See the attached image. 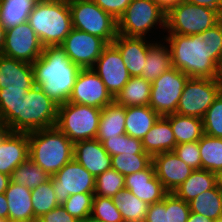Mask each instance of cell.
<instances>
[{
    "instance_id": "6da1fadb",
    "label": "cell",
    "mask_w": 222,
    "mask_h": 222,
    "mask_svg": "<svg viewBox=\"0 0 222 222\" xmlns=\"http://www.w3.org/2000/svg\"><path fill=\"white\" fill-rule=\"evenodd\" d=\"M32 68L36 87L58 105L68 102L81 68L68 58L60 45L45 46Z\"/></svg>"
},
{
    "instance_id": "7a4b0ae2",
    "label": "cell",
    "mask_w": 222,
    "mask_h": 222,
    "mask_svg": "<svg viewBox=\"0 0 222 222\" xmlns=\"http://www.w3.org/2000/svg\"><path fill=\"white\" fill-rule=\"evenodd\" d=\"M171 50L172 67L192 78L216 79L220 67L210 58V46L199 35L163 36Z\"/></svg>"
},
{
    "instance_id": "3957f363",
    "label": "cell",
    "mask_w": 222,
    "mask_h": 222,
    "mask_svg": "<svg viewBox=\"0 0 222 222\" xmlns=\"http://www.w3.org/2000/svg\"><path fill=\"white\" fill-rule=\"evenodd\" d=\"M42 45H61L73 29L68 1L38 0L28 21Z\"/></svg>"
},
{
    "instance_id": "277c9868",
    "label": "cell",
    "mask_w": 222,
    "mask_h": 222,
    "mask_svg": "<svg viewBox=\"0 0 222 222\" xmlns=\"http://www.w3.org/2000/svg\"><path fill=\"white\" fill-rule=\"evenodd\" d=\"M29 158L50 176L73 159L74 143L56 127L28 133Z\"/></svg>"
},
{
    "instance_id": "5b68a950",
    "label": "cell",
    "mask_w": 222,
    "mask_h": 222,
    "mask_svg": "<svg viewBox=\"0 0 222 222\" xmlns=\"http://www.w3.org/2000/svg\"><path fill=\"white\" fill-rule=\"evenodd\" d=\"M58 104L35 85L17 105V118L8 126L11 132L29 133L56 125Z\"/></svg>"
},
{
    "instance_id": "8992f818",
    "label": "cell",
    "mask_w": 222,
    "mask_h": 222,
    "mask_svg": "<svg viewBox=\"0 0 222 222\" xmlns=\"http://www.w3.org/2000/svg\"><path fill=\"white\" fill-rule=\"evenodd\" d=\"M102 109L66 102L58 106L55 127L73 143L96 139Z\"/></svg>"
},
{
    "instance_id": "52a82bcc",
    "label": "cell",
    "mask_w": 222,
    "mask_h": 222,
    "mask_svg": "<svg viewBox=\"0 0 222 222\" xmlns=\"http://www.w3.org/2000/svg\"><path fill=\"white\" fill-rule=\"evenodd\" d=\"M159 25L166 32V12L154 0H132L117 21V32L146 38Z\"/></svg>"
},
{
    "instance_id": "ba28073f",
    "label": "cell",
    "mask_w": 222,
    "mask_h": 222,
    "mask_svg": "<svg viewBox=\"0 0 222 222\" xmlns=\"http://www.w3.org/2000/svg\"><path fill=\"white\" fill-rule=\"evenodd\" d=\"M221 19L214 9L183 1L166 13V30L167 34L199 35Z\"/></svg>"
},
{
    "instance_id": "9c48e42d",
    "label": "cell",
    "mask_w": 222,
    "mask_h": 222,
    "mask_svg": "<svg viewBox=\"0 0 222 222\" xmlns=\"http://www.w3.org/2000/svg\"><path fill=\"white\" fill-rule=\"evenodd\" d=\"M74 29L87 32L111 44L117 37V20L92 0L68 1Z\"/></svg>"
},
{
    "instance_id": "30bf717a",
    "label": "cell",
    "mask_w": 222,
    "mask_h": 222,
    "mask_svg": "<svg viewBox=\"0 0 222 222\" xmlns=\"http://www.w3.org/2000/svg\"><path fill=\"white\" fill-rule=\"evenodd\" d=\"M221 92L222 83L219 78L189 77L179 99L176 113L202 119Z\"/></svg>"
},
{
    "instance_id": "8fae6325",
    "label": "cell",
    "mask_w": 222,
    "mask_h": 222,
    "mask_svg": "<svg viewBox=\"0 0 222 222\" xmlns=\"http://www.w3.org/2000/svg\"><path fill=\"white\" fill-rule=\"evenodd\" d=\"M189 77L171 67L151 83L149 106L160 116L176 113L179 99Z\"/></svg>"
},
{
    "instance_id": "7c38bea8",
    "label": "cell",
    "mask_w": 222,
    "mask_h": 222,
    "mask_svg": "<svg viewBox=\"0 0 222 222\" xmlns=\"http://www.w3.org/2000/svg\"><path fill=\"white\" fill-rule=\"evenodd\" d=\"M50 180L60 205L71 195L94 193L95 189V176L74 158L52 175Z\"/></svg>"
},
{
    "instance_id": "4fadbf2b",
    "label": "cell",
    "mask_w": 222,
    "mask_h": 222,
    "mask_svg": "<svg viewBox=\"0 0 222 222\" xmlns=\"http://www.w3.org/2000/svg\"><path fill=\"white\" fill-rule=\"evenodd\" d=\"M44 46L28 22L6 30L1 54L20 61L33 63L42 54Z\"/></svg>"
},
{
    "instance_id": "5bb4252c",
    "label": "cell",
    "mask_w": 222,
    "mask_h": 222,
    "mask_svg": "<svg viewBox=\"0 0 222 222\" xmlns=\"http://www.w3.org/2000/svg\"><path fill=\"white\" fill-rule=\"evenodd\" d=\"M107 45L104 39L73 28L60 46L75 65L88 69L94 66Z\"/></svg>"
},
{
    "instance_id": "9a60e30c",
    "label": "cell",
    "mask_w": 222,
    "mask_h": 222,
    "mask_svg": "<svg viewBox=\"0 0 222 222\" xmlns=\"http://www.w3.org/2000/svg\"><path fill=\"white\" fill-rule=\"evenodd\" d=\"M91 69L101 78L113 98L131 78L121 53L113 43L104 48L101 56Z\"/></svg>"
},
{
    "instance_id": "2e32d148",
    "label": "cell",
    "mask_w": 222,
    "mask_h": 222,
    "mask_svg": "<svg viewBox=\"0 0 222 222\" xmlns=\"http://www.w3.org/2000/svg\"><path fill=\"white\" fill-rule=\"evenodd\" d=\"M114 101L101 78L91 69H81L68 102L102 109Z\"/></svg>"
},
{
    "instance_id": "e0dca14e",
    "label": "cell",
    "mask_w": 222,
    "mask_h": 222,
    "mask_svg": "<svg viewBox=\"0 0 222 222\" xmlns=\"http://www.w3.org/2000/svg\"><path fill=\"white\" fill-rule=\"evenodd\" d=\"M153 165L157 178L168 193L174 192L194 171L174 151L154 155Z\"/></svg>"
},
{
    "instance_id": "ac0fdd59",
    "label": "cell",
    "mask_w": 222,
    "mask_h": 222,
    "mask_svg": "<svg viewBox=\"0 0 222 222\" xmlns=\"http://www.w3.org/2000/svg\"><path fill=\"white\" fill-rule=\"evenodd\" d=\"M124 183L125 189L149 205L162 201L168 193L157 178L153 163L147 169L125 176Z\"/></svg>"
},
{
    "instance_id": "d6986e66",
    "label": "cell",
    "mask_w": 222,
    "mask_h": 222,
    "mask_svg": "<svg viewBox=\"0 0 222 222\" xmlns=\"http://www.w3.org/2000/svg\"><path fill=\"white\" fill-rule=\"evenodd\" d=\"M112 43L121 53V57L131 77L141 76L146 63L148 49L154 41H149L144 37H128L117 34Z\"/></svg>"
},
{
    "instance_id": "ffe728a7",
    "label": "cell",
    "mask_w": 222,
    "mask_h": 222,
    "mask_svg": "<svg viewBox=\"0 0 222 222\" xmlns=\"http://www.w3.org/2000/svg\"><path fill=\"white\" fill-rule=\"evenodd\" d=\"M73 154V158L95 177L112 168L111 156L97 139L75 142Z\"/></svg>"
},
{
    "instance_id": "44dd1931",
    "label": "cell",
    "mask_w": 222,
    "mask_h": 222,
    "mask_svg": "<svg viewBox=\"0 0 222 222\" xmlns=\"http://www.w3.org/2000/svg\"><path fill=\"white\" fill-rule=\"evenodd\" d=\"M33 86L31 63L0 54V89L29 90Z\"/></svg>"
},
{
    "instance_id": "7402d4cb",
    "label": "cell",
    "mask_w": 222,
    "mask_h": 222,
    "mask_svg": "<svg viewBox=\"0 0 222 222\" xmlns=\"http://www.w3.org/2000/svg\"><path fill=\"white\" fill-rule=\"evenodd\" d=\"M29 158L28 133L9 132L0 143V172L11 176Z\"/></svg>"
},
{
    "instance_id": "603a6c76",
    "label": "cell",
    "mask_w": 222,
    "mask_h": 222,
    "mask_svg": "<svg viewBox=\"0 0 222 222\" xmlns=\"http://www.w3.org/2000/svg\"><path fill=\"white\" fill-rule=\"evenodd\" d=\"M4 194L8 203L9 222H37L29 188L10 181Z\"/></svg>"
},
{
    "instance_id": "cb8c5ba5",
    "label": "cell",
    "mask_w": 222,
    "mask_h": 222,
    "mask_svg": "<svg viewBox=\"0 0 222 222\" xmlns=\"http://www.w3.org/2000/svg\"><path fill=\"white\" fill-rule=\"evenodd\" d=\"M142 146L146 153L152 157L159 153L173 151L176 140L170 121L165 116H160L152 128L142 139Z\"/></svg>"
},
{
    "instance_id": "d4e9b609",
    "label": "cell",
    "mask_w": 222,
    "mask_h": 222,
    "mask_svg": "<svg viewBox=\"0 0 222 222\" xmlns=\"http://www.w3.org/2000/svg\"><path fill=\"white\" fill-rule=\"evenodd\" d=\"M159 117L149 105L125 107L126 134L142 140Z\"/></svg>"
},
{
    "instance_id": "484cf974",
    "label": "cell",
    "mask_w": 222,
    "mask_h": 222,
    "mask_svg": "<svg viewBox=\"0 0 222 222\" xmlns=\"http://www.w3.org/2000/svg\"><path fill=\"white\" fill-rule=\"evenodd\" d=\"M125 133V107L113 101L102 108L96 139L102 143Z\"/></svg>"
},
{
    "instance_id": "4316f807",
    "label": "cell",
    "mask_w": 222,
    "mask_h": 222,
    "mask_svg": "<svg viewBox=\"0 0 222 222\" xmlns=\"http://www.w3.org/2000/svg\"><path fill=\"white\" fill-rule=\"evenodd\" d=\"M171 67L172 60L169 45L164 40L160 42L154 40V43L148 49L141 77L152 83Z\"/></svg>"
},
{
    "instance_id": "83f0119b",
    "label": "cell",
    "mask_w": 222,
    "mask_h": 222,
    "mask_svg": "<svg viewBox=\"0 0 222 222\" xmlns=\"http://www.w3.org/2000/svg\"><path fill=\"white\" fill-rule=\"evenodd\" d=\"M217 185V174L205 169L194 170L191 175L174 190V194L190 202L200 193L213 189Z\"/></svg>"
},
{
    "instance_id": "f1b7e54d",
    "label": "cell",
    "mask_w": 222,
    "mask_h": 222,
    "mask_svg": "<svg viewBox=\"0 0 222 222\" xmlns=\"http://www.w3.org/2000/svg\"><path fill=\"white\" fill-rule=\"evenodd\" d=\"M151 82L141 76L131 77L114 101L124 107L147 106L150 102Z\"/></svg>"
},
{
    "instance_id": "f546056e",
    "label": "cell",
    "mask_w": 222,
    "mask_h": 222,
    "mask_svg": "<svg viewBox=\"0 0 222 222\" xmlns=\"http://www.w3.org/2000/svg\"><path fill=\"white\" fill-rule=\"evenodd\" d=\"M165 117L170 121L176 145L198 141L204 134L201 118L177 113L168 114Z\"/></svg>"
},
{
    "instance_id": "4dcf8cb0",
    "label": "cell",
    "mask_w": 222,
    "mask_h": 222,
    "mask_svg": "<svg viewBox=\"0 0 222 222\" xmlns=\"http://www.w3.org/2000/svg\"><path fill=\"white\" fill-rule=\"evenodd\" d=\"M112 199L124 222H144L149 204L127 189L118 191Z\"/></svg>"
},
{
    "instance_id": "1f68e13d",
    "label": "cell",
    "mask_w": 222,
    "mask_h": 222,
    "mask_svg": "<svg viewBox=\"0 0 222 222\" xmlns=\"http://www.w3.org/2000/svg\"><path fill=\"white\" fill-rule=\"evenodd\" d=\"M38 0H0V21L6 30L28 21Z\"/></svg>"
},
{
    "instance_id": "d6a6232c",
    "label": "cell",
    "mask_w": 222,
    "mask_h": 222,
    "mask_svg": "<svg viewBox=\"0 0 222 222\" xmlns=\"http://www.w3.org/2000/svg\"><path fill=\"white\" fill-rule=\"evenodd\" d=\"M188 203L190 212L216 221L222 216V188L217 184L213 189L200 193Z\"/></svg>"
},
{
    "instance_id": "836d02e7",
    "label": "cell",
    "mask_w": 222,
    "mask_h": 222,
    "mask_svg": "<svg viewBox=\"0 0 222 222\" xmlns=\"http://www.w3.org/2000/svg\"><path fill=\"white\" fill-rule=\"evenodd\" d=\"M198 143L201 169L218 173L222 169V138L203 134Z\"/></svg>"
},
{
    "instance_id": "e575fe53",
    "label": "cell",
    "mask_w": 222,
    "mask_h": 222,
    "mask_svg": "<svg viewBox=\"0 0 222 222\" xmlns=\"http://www.w3.org/2000/svg\"><path fill=\"white\" fill-rule=\"evenodd\" d=\"M50 174L28 158L12 171L11 181L18 185L26 186L30 190L50 180Z\"/></svg>"
},
{
    "instance_id": "d590c367",
    "label": "cell",
    "mask_w": 222,
    "mask_h": 222,
    "mask_svg": "<svg viewBox=\"0 0 222 222\" xmlns=\"http://www.w3.org/2000/svg\"><path fill=\"white\" fill-rule=\"evenodd\" d=\"M153 163L148 153H121L111 156V166L124 177L147 169Z\"/></svg>"
},
{
    "instance_id": "8d00e7d4",
    "label": "cell",
    "mask_w": 222,
    "mask_h": 222,
    "mask_svg": "<svg viewBox=\"0 0 222 222\" xmlns=\"http://www.w3.org/2000/svg\"><path fill=\"white\" fill-rule=\"evenodd\" d=\"M31 201L36 219L60 205L51 180L31 190Z\"/></svg>"
},
{
    "instance_id": "74e56055",
    "label": "cell",
    "mask_w": 222,
    "mask_h": 222,
    "mask_svg": "<svg viewBox=\"0 0 222 222\" xmlns=\"http://www.w3.org/2000/svg\"><path fill=\"white\" fill-rule=\"evenodd\" d=\"M28 90L0 89V124L8 127L17 118V105Z\"/></svg>"
},
{
    "instance_id": "f35d334b",
    "label": "cell",
    "mask_w": 222,
    "mask_h": 222,
    "mask_svg": "<svg viewBox=\"0 0 222 222\" xmlns=\"http://www.w3.org/2000/svg\"><path fill=\"white\" fill-rule=\"evenodd\" d=\"M125 189L124 176L115 169H109L95 177L94 195L112 198Z\"/></svg>"
},
{
    "instance_id": "ab89813d",
    "label": "cell",
    "mask_w": 222,
    "mask_h": 222,
    "mask_svg": "<svg viewBox=\"0 0 222 222\" xmlns=\"http://www.w3.org/2000/svg\"><path fill=\"white\" fill-rule=\"evenodd\" d=\"M102 144L110 156L121 153H146L142 146V140L131 137L126 133L108 138Z\"/></svg>"
},
{
    "instance_id": "60d3db41",
    "label": "cell",
    "mask_w": 222,
    "mask_h": 222,
    "mask_svg": "<svg viewBox=\"0 0 222 222\" xmlns=\"http://www.w3.org/2000/svg\"><path fill=\"white\" fill-rule=\"evenodd\" d=\"M202 124L204 134L222 138V92L207 109L202 118Z\"/></svg>"
},
{
    "instance_id": "b9f144b4",
    "label": "cell",
    "mask_w": 222,
    "mask_h": 222,
    "mask_svg": "<svg viewBox=\"0 0 222 222\" xmlns=\"http://www.w3.org/2000/svg\"><path fill=\"white\" fill-rule=\"evenodd\" d=\"M91 215L104 222H124L113 199L105 196L94 195Z\"/></svg>"
},
{
    "instance_id": "7bdbcfd3",
    "label": "cell",
    "mask_w": 222,
    "mask_h": 222,
    "mask_svg": "<svg viewBox=\"0 0 222 222\" xmlns=\"http://www.w3.org/2000/svg\"><path fill=\"white\" fill-rule=\"evenodd\" d=\"M94 193H78L69 196L61 204L64 209L77 220L91 215Z\"/></svg>"
},
{
    "instance_id": "ee69618b",
    "label": "cell",
    "mask_w": 222,
    "mask_h": 222,
    "mask_svg": "<svg viewBox=\"0 0 222 222\" xmlns=\"http://www.w3.org/2000/svg\"><path fill=\"white\" fill-rule=\"evenodd\" d=\"M199 36L210 46V58L221 68L222 66V19L212 28Z\"/></svg>"
},
{
    "instance_id": "f6af8a7d",
    "label": "cell",
    "mask_w": 222,
    "mask_h": 222,
    "mask_svg": "<svg viewBox=\"0 0 222 222\" xmlns=\"http://www.w3.org/2000/svg\"><path fill=\"white\" fill-rule=\"evenodd\" d=\"M167 222H187L189 203L178 198L173 192L166 194Z\"/></svg>"
},
{
    "instance_id": "bcb514c9",
    "label": "cell",
    "mask_w": 222,
    "mask_h": 222,
    "mask_svg": "<svg viewBox=\"0 0 222 222\" xmlns=\"http://www.w3.org/2000/svg\"><path fill=\"white\" fill-rule=\"evenodd\" d=\"M173 151L192 169H201V158L198 141L178 144L175 146Z\"/></svg>"
},
{
    "instance_id": "7dc6e473",
    "label": "cell",
    "mask_w": 222,
    "mask_h": 222,
    "mask_svg": "<svg viewBox=\"0 0 222 222\" xmlns=\"http://www.w3.org/2000/svg\"><path fill=\"white\" fill-rule=\"evenodd\" d=\"M102 10L110 14L115 20L123 15L132 0H92Z\"/></svg>"
},
{
    "instance_id": "c3c4849f",
    "label": "cell",
    "mask_w": 222,
    "mask_h": 222,
    "mask_svg": "<svg viewBox=\"0 0 222 222\" xmlns=\"http://www.w3.org/2000/svg\"><path fill=\"white\" fill-rule=\"evenodd\" d=\"M144 222H167L166 195L162 201L148 205Z\"/></svg>"
},
{
    "instance_id": "681fc988",
    "label": "cell",
    "mask_w": 222,
    "mask_h": 222,
    "mask_svg": "<svg viewBox=\"0 0 222 222\" xmlns=\"http://www.w3.org/2000/svg\"><path fill=\"white\" fill-rule=\"evenodd\" d=\"M37 222H78L76 218L70 215L62 205L43 214L37 219Z\"/></svg>"
},
{
    "instance_id": "f907efd6",
    "label": "cell",
    "mask_w": 222,
    "mask_h": 222,
    "mask_svg": "<svg viewBox=\"0 0 222 222\" xmlns=\"http://www.w3.org/2000/svg\"><path fill=\"white\" fill-rule=\"evenodd\" d=\"M185 2L216 10L222 16V0H184Z\"/></svg>"
},
{
    "instance_id": "816d5d0a",
    "label": "cell",
    "mask_w": 222,
    "mask_h": 222,
    "mask_svg": "<svg viewBox=\"0 0 222 222\" xmlns=\"http://www.w3.org/2000/svg\"><path fill=\"white\" fill-rule=\"evenodd\" d=\"M166 13L184 0H154Z\"/></svg>"
},
{
    "instance_id": "f5cc1de1",
    "label": "cell",
    "mask_w": 222,
    "mask_h": 222,
    "mask_svg": "<svg viewBox=\"0 0 222 222\" xmlns=\"http://www.w3.org/2000/svg\"><path fill=\"white\" fill-rule=\"evenodd\" d=\"M0 218L8 219V203L4 193H0Z\"/></svg>"
},
{
    "instance_id": "db71d44e",
    "label": "cell",
    "mask_w": 222,
    "mask_h": 222,
    "mask_svg": "<svg viewBox=\"0 0 222 222\" xmlns=\"http://www.w3.org/2000/svg\"><path fill=\"white\" fill-rule=\"evenodd\" d=\"M187 222H215V221L204 215L190 212Z\"/></svg>"
},
{
    "instance_id": "11a10c76",
    "label": "cell",
    "mask_w": 222,
    "mask_h": 222,
    "mask_svg": "<svg viewBox=\"0 0 222 222\" xmlns=\"http://www.w3.org/2000/svg\"><path fill=\"white\" fill-rule=\"evenodd\" d=\"M11 181L9 175L0 172V193H4Z\"/></svg>"
},
{
    "instance_id": "9f6ffc18",
    "label": "cell",
    "mask_w": 222,
    "mask_h": 222,
    "mask_svg": "<svg viewBox=\"0 0 222 222\" xmlns=\"http://www.w3.org/2000/svg\"><path fill=\"white\" fill-rule=\"evenodd\" d=\"M5 33H6V29L0 21V54H1L3 46H4Z\"/></svg>"
},
{
    "instance_id": "6f0895ef",
    "label": "cell",
    "mask_w": 222,
    "mask_h": 222,
    "mask_svg": "<svg viewBox=\"0 0 222 222\" xmlns=\"http://www.w3.org/2000/svg\"><path fill=\"white\" fill-rule=\"evenodd\" d=\"M9 132H10V129L8 127L0 124V143Z\"/></svg>"
},
{
    "instance_id": "680465c9",
    "label": "cell",
    "mask_w": 222,
    "mask_h": 222,
    "mask_svg": "<svg viewBox=\"0 0 222 222\" xmlns=\"http://www.w3.org/2000/svg\"><path fill=\"white\" fill-rule=\"evenodd\" d=\"M78 222H104V221H102L98 218H95L92 215H88V216H85L84 218H82L81 220H78Z\"/></svg>"
},
{
    "instance_id": "91938a15",
    "label": "cell",
    "mask_w": 222,
    "mask_h": 222,
    "mask_svg": "<svg viewBox=\"0 0 222 222\" xmlns=\"http://www.w3.org/2000/svg\"><path fill=\"white\" fill-rule=\"evenodd\" d=\"M216 174H217V184L222 188V169Z\"/></svg>"
},
{
    "instance_id": "94428289",
    "label": "cell",
    "mask_w": 222,
    "mask_h": 222,
    "mask_svg": "<svg viewBox=\"0 0 222 222\" xmlns=\"http://www.w3.org/2000/svg\"><path fill=\"white\" fill-rule=\"evenodd\" d=\"M219 79H220V81H221V83H222V66H221V68H220V76H219Z\"/></svg>"
},
{
    "instance_id": "6125c7cd",
    "label": "cell",
    "mask_w": 222,
    "mask_h": 222,
    "mask_svg": "<svg viewBox=\"0 0 222 222\" xmlns=\"http://www.w3.org/2000/svg\"><path fill=\"white\" fill-rule=\"evenodd\" d=\"M0 222H9L8 219L0 218Z\"/></svg>"
},
{
    "instance_id": "be15d7a7",
    "label": "cell",
    "mask_w": 222,
    "mask_h": 222,
    "mask_svg": "<svg viewBox=\"0 0 222 222\" xmlns=\"http://www.w3.org/2000/svg\"><path fill=\"white\" fill-rule=\"evenodd\" d=\"M215 222H222V216L218 218Z\"/></svg>"
}]
</instances>
